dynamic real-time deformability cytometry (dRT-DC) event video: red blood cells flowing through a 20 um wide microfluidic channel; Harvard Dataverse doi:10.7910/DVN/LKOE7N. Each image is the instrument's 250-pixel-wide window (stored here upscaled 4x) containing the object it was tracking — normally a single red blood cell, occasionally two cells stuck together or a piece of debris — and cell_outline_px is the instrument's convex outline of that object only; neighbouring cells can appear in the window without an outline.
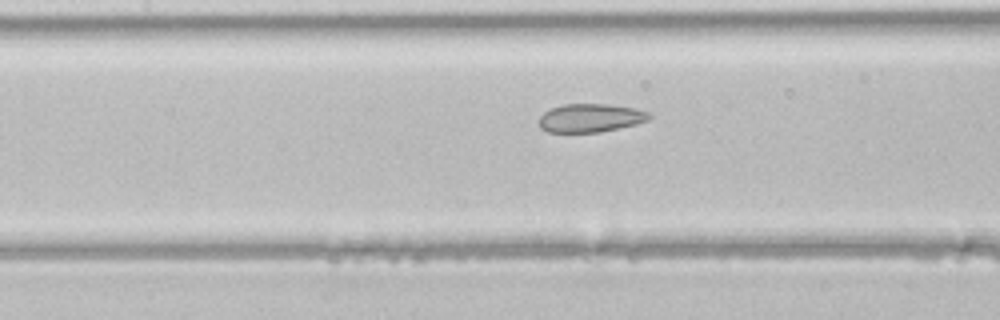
{"species": "common noctule bat (a hibernating species)", "species_latin": "Nyctalus noctula", "temperature_condition": "room temperature", "stored_images_in_passage": 23, "camera_frame_rate_fps": 3000, "um_per_image_px": 0.085, "animal": {"sex": "male", "body_mass_g": 21.5, "forearm_length_mm": 52.0}, "frame": {"image": 1, "passage_image": 7, "time_ms": 2.0, "image_size_px": [1000, 320], "cell_outline_px": [[652, 116], [648, 120], [636, 124], [600, 132], [548, 132], [540, 128], [536, 120], [544, 112], [552, 108], [564, 104], [608, 104], [636, 108], [648, 112]], "centroid_in_image_um": [50.16, 10.02], "position_along_channel_um": 157.2, "area_um2": 18.38}}
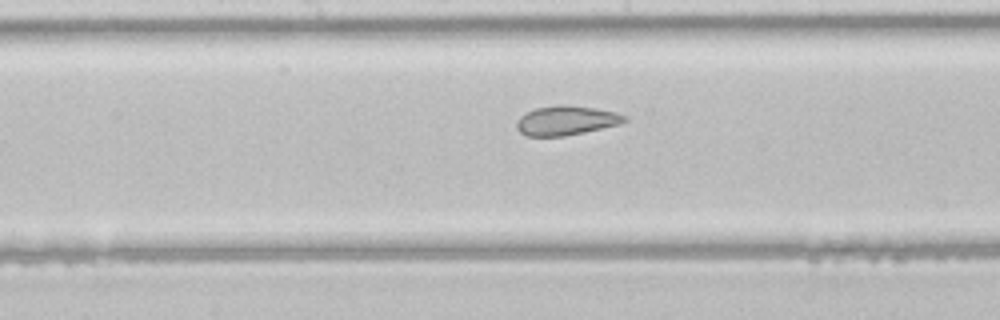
{"frame": {"image": 2, "passage_image": 10, "time_ms": 3.0, "image_size_px": [1000, 320], "cell_outline_px": [[628, 120], [620, 124], [584, 132], [564, 136], [524, 136], [516, 128], [516, 124], [520, 116], [536, 108], [556, 104], [568, 104], [596, 108], [616, 112], [628, 116]], "centroid_in_image_um": [48.14, 10.23], "position_along_channel_um": 200.1, "area_um2": 18.67}}